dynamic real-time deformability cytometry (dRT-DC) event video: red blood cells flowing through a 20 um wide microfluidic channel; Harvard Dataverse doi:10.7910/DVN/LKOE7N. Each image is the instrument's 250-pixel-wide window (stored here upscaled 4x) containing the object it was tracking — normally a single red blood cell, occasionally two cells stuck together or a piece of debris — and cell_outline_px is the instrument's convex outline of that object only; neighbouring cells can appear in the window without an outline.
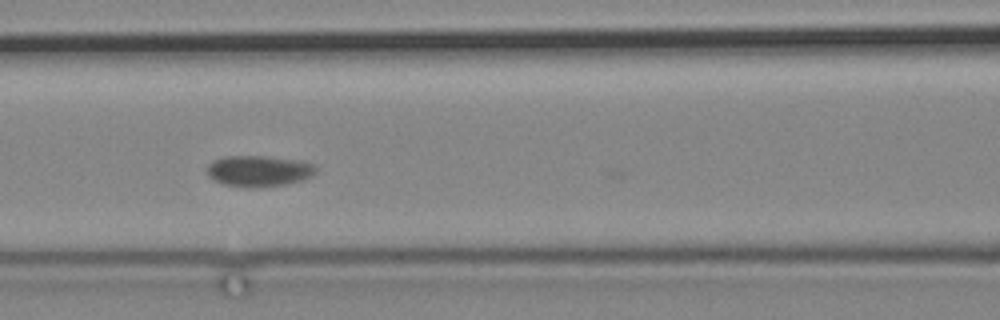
{"species": "common noctule bat (a hibernating species)", "species_latin": "Nyctalus noctula", "temperature_condition": "cold", "stored_images_in_passage": 4, "camera_frame_rate_fps": 3000, "um_per_image_px": 0.085, "animal": {"sex": "male", "body_mass_g": 19.2, "forearm_length_mm": 51.8}, "frame": {"image": 1, "passage_image": 3, "time_ms": 2.333, "image_size_px": [1000, 320], "cell_outline_px": [[316, 172], [312, 176], [300, 180], [284, 184], [260, 188], [244, 188], [224, 184], [208, 176], [208, 164], [212, 160], [224, 156], [264, 156], [304, 160], [316, 164]], "centroid_in_image_um": [22.02, 14.53], "position_along_channel_um": 144.6, "area_um2": 20.0}}
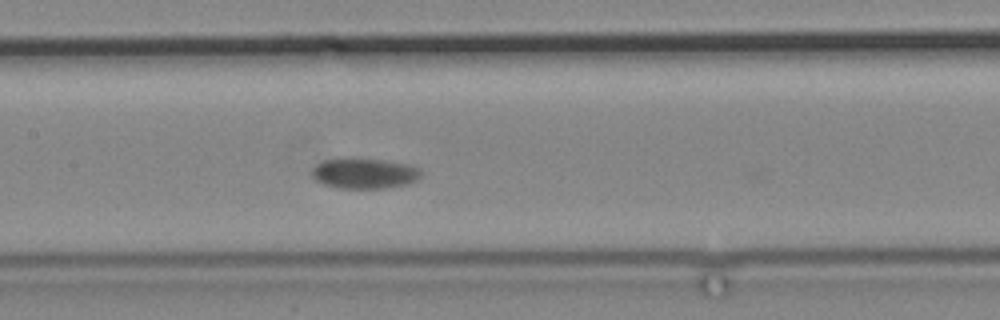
{"frame": {"image": 2, "passage_image": 4, "time_ms": 3.333, "image_size_px": [1000, 320], "cell_outline_px": [[420, 176], [416, 180], [408, 184], [384, 188], [340, 188], [324, 184], [316, 180], [312, 176], [312, 168], [316, 164], [324, 160], [344, 156], [384, 160], [408, 164], [420, 168]], "centroid_in_image_um": [30.94, 14.7], "position_along_channel_um": 176.5, "area_um2": 19.71}}